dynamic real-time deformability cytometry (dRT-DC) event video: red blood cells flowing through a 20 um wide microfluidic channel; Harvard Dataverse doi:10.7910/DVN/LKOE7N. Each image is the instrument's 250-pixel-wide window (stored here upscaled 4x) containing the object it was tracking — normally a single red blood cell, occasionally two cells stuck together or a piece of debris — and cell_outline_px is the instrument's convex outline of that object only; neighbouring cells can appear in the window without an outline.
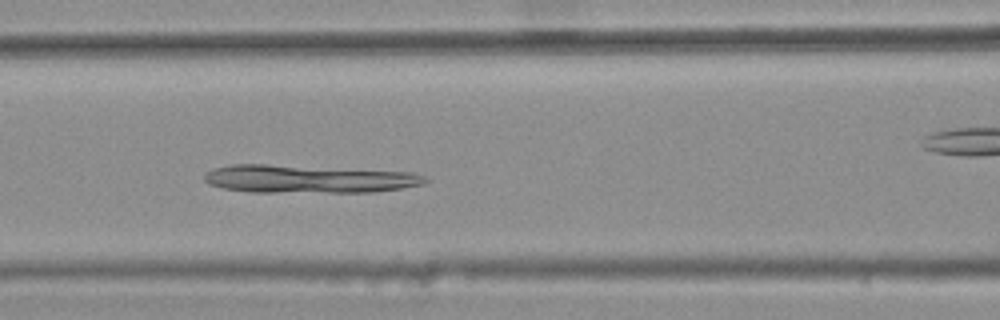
{"species": "common noctule bat (a hibernating species)", "species_latin": "Nyctalus noctula", "temperature_condition": "warm", "stored_images_in_passage": 7, "segment_of_instrument_passage": [1, 2], "camera_frame_rate_fps": 3000, "um_per_image_px": 0.085, "animal": {"sex": "female", "body_mass_g": 25.1}, "frame": {"image": 1, "passage_image": 6, "time_ms": 1.667, "image_size_px": [1000, 320], "cell_outline_px": [[432, 180], [424, 184], [400, 188], [372, 192], [252, 192], [224, 188], [208, 184], [204, 180], [204, 176], [208, 172], [216, 168], [232, 164], [264, 164], [412, 172], [424, 176]], "centroid_in_image_um": [26.25, 15.21], "position_along_channel_um": 140.4, "area_um2": 35.89}}